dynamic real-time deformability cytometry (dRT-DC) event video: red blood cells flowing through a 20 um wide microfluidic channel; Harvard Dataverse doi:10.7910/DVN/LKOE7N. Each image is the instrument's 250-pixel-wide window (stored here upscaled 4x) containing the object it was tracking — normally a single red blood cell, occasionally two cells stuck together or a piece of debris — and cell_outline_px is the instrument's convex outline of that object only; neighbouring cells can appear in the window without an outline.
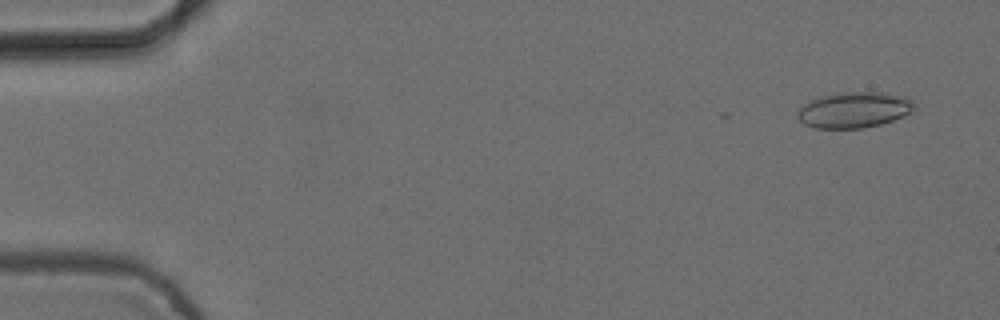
{"species": "common noctule bat (a hibernating species)", "species_latin": "Nyctalus noctula", "temperature_condition": "cold", "stored_images_in_passage": 5, "camera_frame_rate_fps": 3000, "um_per_image_px": 0.085, "animal": {"sex": "female", "body_mass_g": 24.6, "forearm_length_mm": 56.2}, "frame": {"image": 1, "passage_image": 1, "time_ms": 0.0, "image_size_px": [1000, 320], "cell_outline_px": [[916, 108], [912, 112], [892, 120], [880, 124], [864, 128], [816, 128], [804, 124], [796, 116], [796, 112], [804, 104], [812, 100], [824, 96], [840, 92], [884, 92], [908, 96], [916, 104]], "centroid_in_image_um": [72.65, 9.33], "position_along_channel_um": 12.4, "area_um2": 24.51}}
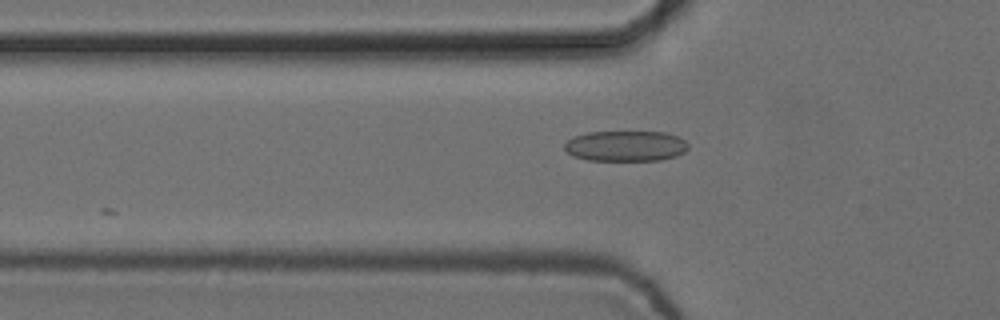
{"frame": {"image": 2, "passage_image": 5, "time_ms": 1.333, "image_size_px": [1000, 320], "cell_outline_px": [[688, 148], [684, 152], [676, 156], [660, 160], [588, 160], [572, 156], [564, 148], [564, 144], [568, 140], [576, 136], [588, 132], [664, 132], [676, 136], [684, 140], [688, 144]], "centroid_in_image_um": [53.18, 12.41], "position_along_channel_um": 72.6, "area_um2": 21.91}}